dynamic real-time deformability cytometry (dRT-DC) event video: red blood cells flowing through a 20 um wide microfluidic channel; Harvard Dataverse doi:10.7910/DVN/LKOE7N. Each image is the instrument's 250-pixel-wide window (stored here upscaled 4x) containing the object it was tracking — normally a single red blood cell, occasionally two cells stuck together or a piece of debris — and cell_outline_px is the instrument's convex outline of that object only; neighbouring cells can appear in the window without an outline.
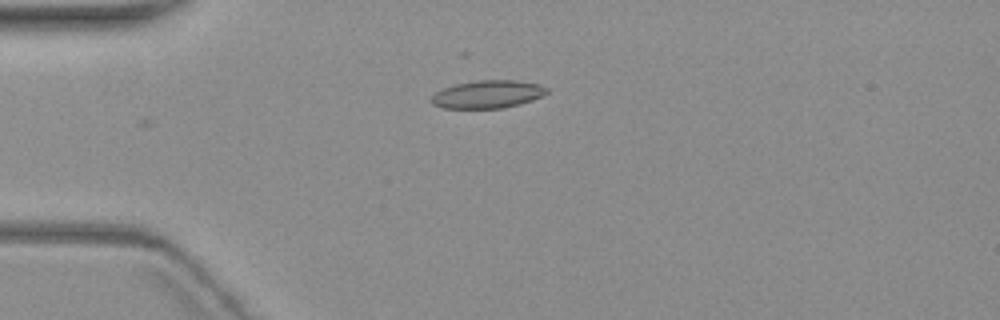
{"species": "common noctule bat (a hibernating species)", "species_latin": "Nyctalus noctula", "temperature_condition": "warm", "stored_images_in_passage": 6, "camera_frame_rate_fps": 3000, "um_per_image_px": 0.085, "animal": {"sex": "female", "body_mass_g": 19.3, "forearm_length_mm": 54.1}, "frame": {"image": 1, "passage_image": 3, "time_ms": 2.333, "image_size_px": [1000, 320], "cell_outline_px": [[548, 92], [532, 100], [520, 104], [504, 108], [444, 108], [432, 104], [428, 100], [436, 92], [444, 88], [456, 84], [480, 80], [516, 80], [540, 84], [548, 88]], "centroid_in_image_um": [41.45, 8.01], "position_along_channel_um": 43.6, "area_um2": 18.73}}
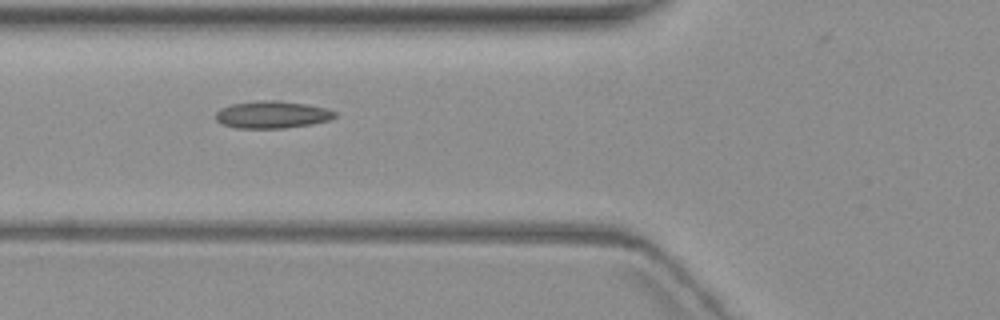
{"frame": {"image": 2, "passage_image": 5, "time_ms": 4.667, "image_size_px": [1000, 320], "cell_outline_px": [[336, 116], [328, 120], [312, 124], [284, 128], [236, 128], [220, 124], [216, 120], [216, 112], [220, 108], [232, 104], [260, 100], [276, 100], [304, 104], [328, 108], [336, 112]], "centroid_in_image_um": [23.11, 9.75], "position_along_channel_um": 102.7, "area_um2": 18.96}}
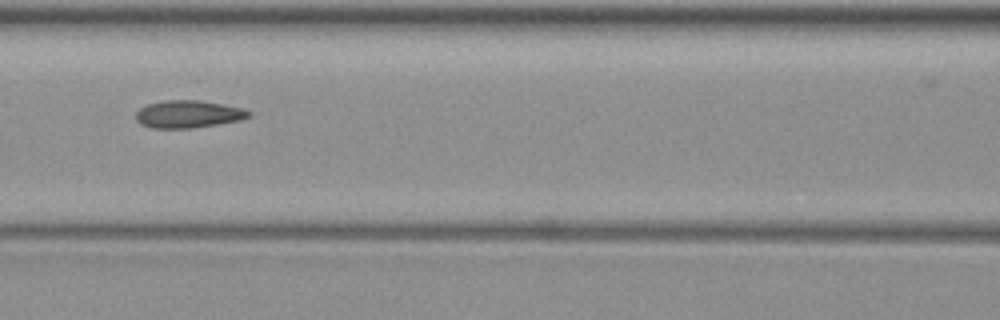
{"frame": {"image": 3, "passage_image": 6, "time_ms": 6.0, "image_size_px": [1000, 320], "cell_outline_px": [[252, 116], [240, 120], [192, 128], [152, 128], [140, 124], [136, 120], [136, 112], [140, 108], [148, 104], [164, 100], [200, 100], [224, 104], [244, 108], [252, 112]], "centroid_in_image_um": [16.02, 9.69], "position_along_channel_um": 150.6, "area_um2": 18.21}}